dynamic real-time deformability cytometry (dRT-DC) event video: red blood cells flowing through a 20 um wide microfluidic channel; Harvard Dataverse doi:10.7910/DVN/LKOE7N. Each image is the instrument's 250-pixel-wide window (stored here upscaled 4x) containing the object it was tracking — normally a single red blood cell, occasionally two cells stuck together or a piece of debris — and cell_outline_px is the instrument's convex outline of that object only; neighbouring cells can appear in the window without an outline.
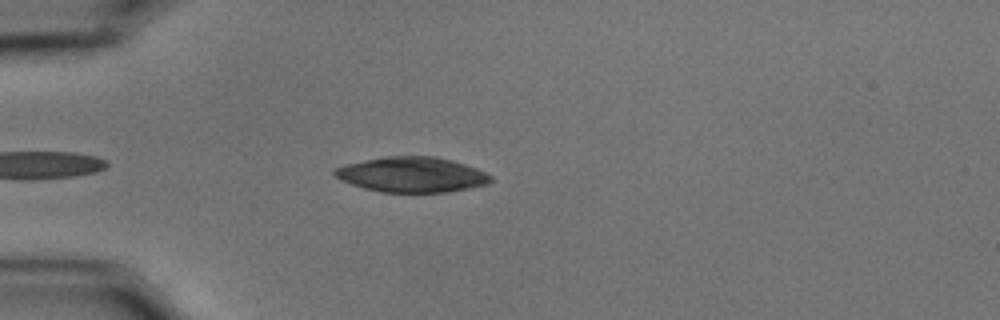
{"species": "common noctule bat (a hibernating species)", "species_latin": "Nyctalus noctula", "temperature_condition": "cold", "stored_images_in_passage": 14, "camera_frame_rate_fps": 3000, "um_per_image_px": 0.085, "animal": {"sex": "male", "body_mass_g": 15.6}, "frame": {"image": 1, "passage_image": 5, "time_ms": 1.333, "image_size_px": [1000, 320], "cell_outline_px": [[492, 180], [488, 184], [448, 192], [380, 192], [364, 188], [340, 180], [332, 172], [336, 168], [344, 164], [384, 156], [436, 156], [452, 160], [476, 168], [492, 176]], "centroid_in_image_um": [35.0, 14.84], "position_along_channel_um": 50.0, "area_um2": 32.02}}
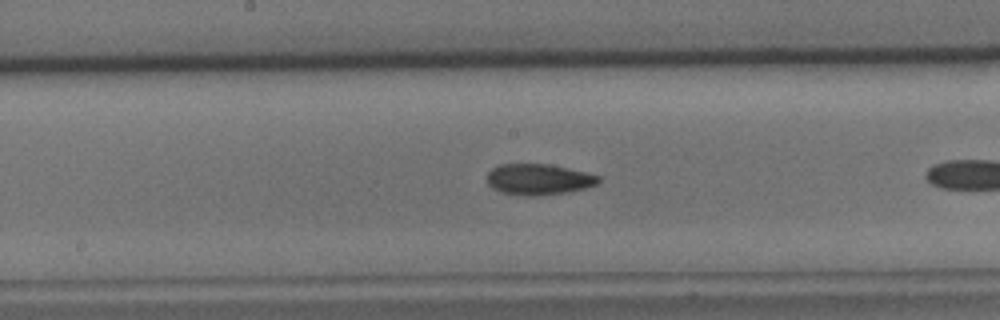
{"frame": {"image": 2, "passage_image": 12, "time_ms": 3.667, "image_size_px": [1000, 320], "cell_outline_px": [[600, 180], [596, 184], [584, 188], [568, 192], [532, 196], [524, 196], [500, 192], [492, 188], [488, 184], [488, 172], [492, 168], [500, 164], [548, 164], [568, 168], [600, 176]], "centroid_in_image_um": [45.75, 15.25], "position_along_channel_um": 202.4, "area_um2": 20.0}}